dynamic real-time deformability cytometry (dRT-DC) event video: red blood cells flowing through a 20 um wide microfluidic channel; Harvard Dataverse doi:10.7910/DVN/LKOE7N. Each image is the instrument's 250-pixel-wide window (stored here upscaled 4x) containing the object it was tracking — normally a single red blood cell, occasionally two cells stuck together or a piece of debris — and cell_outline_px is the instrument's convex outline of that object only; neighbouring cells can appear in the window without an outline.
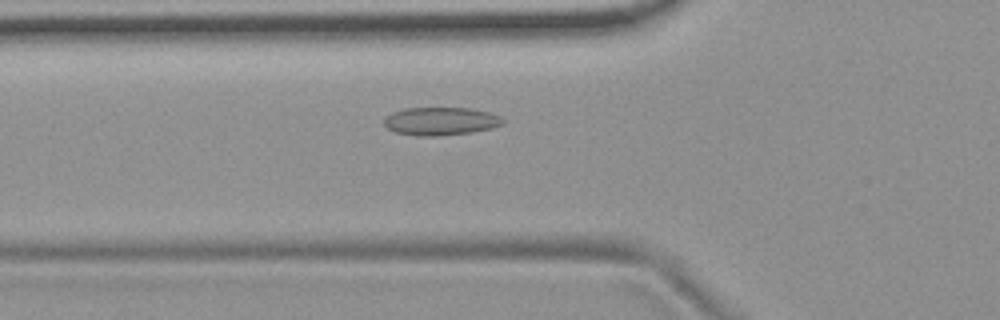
{"species": "common noctule bat (a hibernating species)", "species_latin": "Nyctalus noctula", "temperature_condition": "room temperature", "stored_images_in_passage": 6, "camera_frame_rate_fps": 3000, "um_per_image_px": 0.085, "animal": {"sex": "female", "body_mass_g": 19.9}, "frame": {"image": 1, "passage_image": 6, "time_ms": 1.667, "image_size_px": [1000, 320], "cell_outline_px": [[504, 124], [492, 128], [472, 132], [440, 136], [416, 136], [396, 132], [388, 128], [384, 124], [384, 120], [392, 112], [404, 108], [468, 108], [488, 112], [500, 116], [504, 120]], "centroid_in_image_um": [37.47, 10.31], "position_along_channel_um": 88.3, "area_um2": 19.42}}